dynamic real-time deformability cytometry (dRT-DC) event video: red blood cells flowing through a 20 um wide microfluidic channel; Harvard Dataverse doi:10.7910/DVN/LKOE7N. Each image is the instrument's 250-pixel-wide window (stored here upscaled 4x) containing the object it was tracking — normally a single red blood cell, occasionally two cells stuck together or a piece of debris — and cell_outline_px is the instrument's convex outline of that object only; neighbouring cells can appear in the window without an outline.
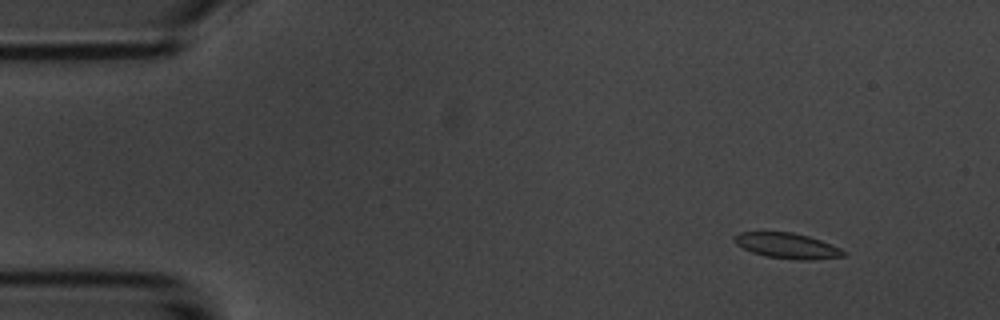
{"species": "common noctule bat (a hibernating species)", "species_latin": "Nyctalus noctula", "temperature_condition": "room temperature", "stored_images_in_passage": 51, "camera_frame_rate_fps": 3000, "um_per_image_px": 0.085, "animal": {"sex": "male", "body_mass_g": 20.1, "forearm_length_mm": 53.5}, "frame": {"image": 1, "passage_image": 2, "time_ms": 0.333, "image_size_px": [1000, 320], "cell_outline_px": [[848, 252], [844, 256], [812, 260], [800, 260], [768, 256], [752, 252], [736, 244], [736, 236], [740, 232], [792, 232], [808, 236], [832, 244]], "centroid_in_image_um": [66.99, 20.89], "position_along_channel_um": 18.0, "area_um2": 15.95}}
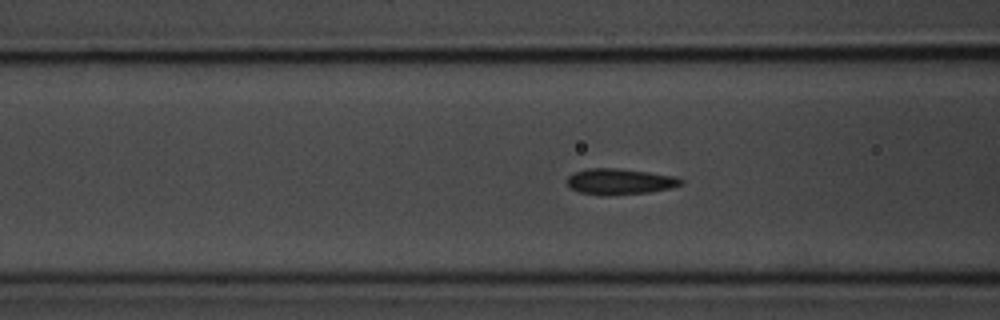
{"frame": {"image": 2, "passage_image": 17, "time_ms": 5.333, "image_size_px": [1000, 320], "cell_outline_px": [[684, 184], [672, 188], [648, 192], [608, 196], [604, 196], [580, 192], [572, 188], [568, 184], [568, 176], [572, 172], [588, 168], [616, 168], [648, 172], [676, 176], [684, 180]], "centroid_in_image_um": [52.71, 15.43], "position_along_channel_um": 113.9, "area_um2": 17.34}}
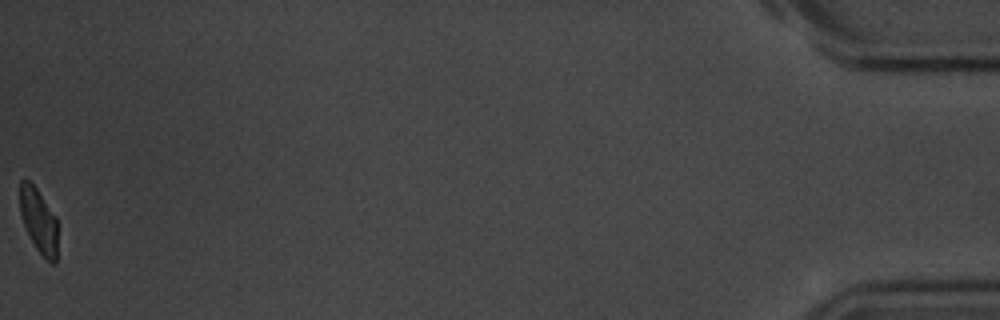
{"frame": {"image": 3, "passage_image": 51, "time_ms": 16.667, "image_size_px": [1000, 320], "cell_outline_px": [[56, 260], [52, 264], [36, 248], [20, 216], [20, 180], [24, 176], [36, 188], [56, 216]], "centroid_in_image_um": [3.26, 18.69], "position_along_channel_um": 431.9, "area_um2": 13.87}, "authors_computed_cell_mechanics": {"area_um2": 16.5308, "velocity_mm_per_s": 3.6939, "shape_relaxation_time_tau1_ms": 3.332, "shape_relaxation_time_tau2_ms": 0.9162, "deformation_change_tau1": 0.1045, "deformation_change_tau2": 0.0519}}